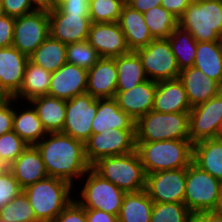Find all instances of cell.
Masks as SVG:
<instances>
[{
  "mask_svg": "<svg viewBox=\"0 0 222 222\" xmlns=\"http://www.w3.org/2000/svg\"><path fill=\"white\" fill-rule=\"evenodd\" d=\"M204 222H222V215L215 211H205L198 214Z\"/></svg>",
  "mask_w": 222,
  "mask_h": 222,
  "instance_id": "obj_51",
  "label": "cell"
},
{
  "mask_svg": "<svg viewBox=\"0 0 222 222\" xmlns=\"http://www.w3.org/2000/svg\"><path fill=\"white\" fill-rule=\"evenodd\" d=\"M117 88L116 92L133 89L148 80L140 57L135 51L116 57Z\"/></svg>",
  "mask_w": 222,
  "mask_h": 222,
  "instance_id": "obj_29",
  "label": "cell"
},
{
  "mask_svg": "<svg viewBox=\"0 0 222 222\" xmlns=\"http://www.w3.org/2000/svg\"><path fill=\"white\" fill-rule=\"evenodd\" d=\"M91 167L126 193L146 188L147 174L137 151L101 158Z\"/></svg>",
  "mask_w": 222,
  "mask_h": 222,
  "instance_id": "obj_4",
  "label": "cell"
},
{
  "mask_svg": "<svg viewBox=\"0 0 222 222\" xmlns=\"http://www.w3.org/2000/svg\"><path fill=\"white\" fill-rule=\"evenodd\" d=\"M117 80L116 57H101L88 70L86 92L96 99L114 98Z\"/></svg>",
  "mask_w": 222,
  "mask_h": 222,
  "instance_id": "obj_20",
  "label": "cell"
},
{
  "mask_svg": "<svg viewBox=\"0 0 222 222\" xmlns=\"http://www.w3.org/2000/svg\"><path fill=\"white\" fill-rule=\"evenodd\" d=\"M136 142L190 139L189 113L150 111L135 123Z\"/></svg>",
  "mask_w": 222,
  "mask_h": 222,
  "instance_id": "obj_5",
  "label": "cell"
},
{
  "mask_svg": "<svg viewBox=\"0 0 222 222\" xmlns=\"http://www.w3.org/2000/svg\"><path fill=\"white\" fill-rule=\"evenodd\" d=\"M126 3L140 13H145L151 8L161 5V0H126Z\"/></svg>",
  "mask_w": 222,
  "mask_h": 222,
  "instance_id": "obj_49",
  "label": "cell"
},
{
  "mask_svg": "<svg viewBox=\"0 0 222 222\" xmlns=\"http://www.w3.org/2000/svg\"><path fill=\"white\" fill-rule=\"evenodd\" d=\"M192 1L193 0H161V6L179 19Z\"/></svg>",
  "mask_w": 222,
  "mask_h": 222,
  "instance_id": "obj_47",
  "label": "cell"
},
{
  "mask_svg": "<svg viewBox=\"0 0 222 222\" xmlns=\"http://www.w3.org/2000/svg\"><path fill=\"white\" fill-rule=\"evenodd\" d=\"M87 80L88 70L65 63L52 72L48 95L66 101L71 100L86 92Z\"/></svg>",
  "mask_w": 222,
  "mask_h": 222,
  "instance_id": "obj_18",
  "label": "cell"
},
{
  "mask_svg": "<svg viewBox=\"0 0 222 222\" xmlns=\"http://www.w3.org/2000/svg\"><path fill=\"white\" fill-rule=\"evenodd\" d=\"M67 63L89 70L101 58L97 50L87 40L67 45Z\"/></svg>",
  "mask_w": 222,
  "mask_h": 222,
  "instance_id": "obj_38",
  "label": "cell"
},
{
  "mask_svg": "<svg viewBox=\"0 0 222 222\" xmlns=\"http://www.w3.org/2000/svg\"><path fill=\"white\" fill-rule=\"evenodd\" d=\"M214 211L216 213L222 215V181L220 182V185H219V191H218V195H217V203H216V207H215Z\"/></svg>",
  "mask_w": 222,
  "mask_h": 222,
  "instance_id": "obj_52",
  "label": "cell"
},
{
  "mask_svg": "<svg viewBox=\"0 0 222 222\" xmlns=\"http://www.w3.org/2000/svg\"><path fill=\"white\" fill-rule=\"evenodd\" d=\"M6 16L2 2L0 1V19Z\"/></svg>",
  "mask_w": 222,
  "mask_h": 222,
  "instance_id": "obj_55",
  "label": "cell"
},
{
  "mask_svg": "<svg viewBox=\"0 0 222 222\" xmlns=\"http://www.w3.org/2000/svg\"><path fill=\"white\" fill-rule=\"evenodd\" d=\"M136 151L135 129H114L92 133L85 142V155L92 166L104 157L129 154Z\"/></svg>",
  "mask_w": 222,
  "mask_h": 222,
  "instance_id": "obj_9",
  "label": "cell"
},
{
  "mask_svg": "<svg viewBox=\"0 0 222 222\" xmlns=\"http://www.w3.org/2000/svg\"><path fill=\"white\" fill-rule=\"evenodd\" d=\"M74 199H72L53 222H87L86 209Z\"/></svg>",
  "mask_w": 222,
  "mask_h": 222,
  "instance_id": "obj_43",
  "label": "cell"
},
{
  "mask_svg": "<svg viewBox=\"0 0 222 222\" xmlns=\"http://www.w3.org/2000/svg\"><path fill=\"white\" fill-rule=\"evenodd\" d=\"M5 14L19 17L34 12L31 0H2Z\"/></svg>",
  "mask_w": 222,
  "mask_h": 222,
  "instance_id": "obj_44",
  "label": "cell"
},
{
  "mask_svg": "<svg viewBox=\"0 0 222 222\" xmlns=\"http://www.w3.org/2000/svg\"><path fill=\"white\" fill-rule=\"evenodd\" d=\"M153 204L145 189L126 193L118 220L119 222H150Z\"/></svg>",
  "mask_w": 222,
  "mask_h": 222,
  "instance_id": "obj_31",
  "label": "cell"
},
{
  "mask_svg": "<svg viewBox=\"0 0 222 222\" xmlns=\"http://www.w3.org/2000/svg\"><path fill=\"white\" fill-rule=\"evenodd\" d=\"M66 50V44L49 35L29 56V61L52 73L67 63Z\"/></svg>",
  "mask_w": 222,
  "mask_h": 222,
  "instance_id": "obj_33",
  "label": "cell"
},
{
  "mask_svg": "<svg viewBox=\"0 0 222 222\" xmlns=\"http://www.w3.org/2000/svg\"><path fill=\"white\" fill-rule=\"evenodd\" d=\"M135 121L122 111L114 98L98 99V108L92 121V132L114 129H135Z\"/></svg>",
  "mask_w": 222,
  "mask_h": 222,
  "instance_id": "obj_25",
  "label": "cell"
},
{
  "mask_svg": "<svg viewBox=\"0 0 222 222\" xmlns=\"http://www.w3.org/2000/svg\"><path fill=\"white\" fill-rule=\"evenodd\" d=\"M49 136V137H48ZM45 164L49 177L75 185L91 168L85 155V143L62 132H50L34 145Z\"/></svg>",
  "mask_w": 222,
  "mask_h": 222,
  "instance_id": "obj_1",
  "label": "cell"
},
{
  "mask_svg": "<svg viewBox=\"0 0 222 222\" xmlns=\"http://www.w3.org/2000/svg\"><path fill=\"white\" fill-rule=\"evenodd\" d=\"M191 215L184 203L154 202L150 222H186Z\"/></svg>",
  "mask_w": 222,
  "mask_h": 222,
  "instance_id": "obj_39",
  "label": "cell"
},
{
  "mask_svg": "<svg viewBox=\"0 0 222 222\" xmlns=\"http://www.w3.org/2000/svg\"><path fill=\"white\" fill-rule=\"evenodd\" d=\"M27 107L26 110L20 108L19 112L16 111L17 107L16 109L14 107L13 131L28 145H36L47 135V132L33 106Z\"/></svg>",
  "mask_w": 222,
  "mask_h": 222,
  "instance_id": "obj_32",
  "label": "cell"
},
{
  "mask_svg": "<svg viewBox=\"0 0 222 222\" xmlns=\"http://www.w3.org/2000/svg\"><path fill=\"white\" fill-rule=\"evenodd\" d=\"M29 57L15 47L0 48V94L13 97L21 87Z\"/></svg>",
  "mask_w": 222,
  "mask_h": 222,
  "instance_id": "obj_17",
  "label": "cell"
},
{
  "mask_svg": "<svg viewBox=\"0 0 222 222\" xmlns=\"http://www.w3.org/2000/svg\"><path fill=\"white\" fill-rule=\"evenodd\" d=\"M194 2H203V1H222V0H193Z\"/></svg>",
  "mask_w": 222,
  "mask_h": 222,
  "instance_id": "obj_56",
  "label": "cell"
},
{
  "mask_svg": "<svg viewBox=\"0 0 222 222\" xmlns=\"http://www.w3.org/2000/svg\"><path fill=\"white\" fill-rule=\"evenodd\" d=\"M222 121V92L189 111V136L194 144L215 138Z\"/></svg>",
  "mask_w": 222,
  "mask_h": 222,
  "instance_id": "obj_14",
  "label": "cell"
},
{
  "mask_svg": "<svg viewBox=\"0 0 222 222\" xmlns=\"http://www.w3.org/2000/svg\"><path fill=\"white\" fill-rule=\"evenodd\" d=\"M47 133L62 132L66 116V100L49 95L30 100Z\"/></svg>",
  "mask_w": 222,
  "mask_h": 222,
  "instance_id": "obj_26",
  "label": "cell"
},
{
  "mask_svg": "<svg viewBox=\"0 0 222 222\" xmlns=\"http://www.w3.org/2000/svg\"><path fill=\"white\" fill-rule=\"evenodd\" d=\"M186 222H204L198 214H192Z\"/></svg>",
  "mask_w": 222,
  "mask_h": 222,
  "instance_id": "obj_53",
  "label": "cell"
},
{
  "mask_svg": "<svg viewBox=\"0 0 222 222\" xmlns=\"http://www.w3.org/2000/svg\"><path fill=\"white\" fill-rule=\"evenodd\" d=\"M98 108V99L87 92L67 100L62 133L86 142L92 135V121Z\"/></svg>",
  "mask_w": 222,
  "mask_h": 222,
  "instance_id": "obj_12",
  "label": "cell"
},
{
  "mask_svg": "<svg viewBox=\"0 0 222 222\" xmlns=\"http://www.w3.org/2000/svg\"><path fill=\"white\" fill-rule=\"evenodd\" d=\"M50 36L68 45L87 40L90 15L63 14L56 7L48 12Z\"/></svg>",
  "mask_w": 222,
  "mask_h": 222,
  "instance_id": "obj_16",
  "label": "cell"
},
{
  "mask_svg": "<svg viewBox=\"0 0 222 222\" xmlns=\"http://www.w3.org/2000/svg\"><path fill=\"white\" fill-rule=\"evenodd\" d=\"M16 102L17 100L13 97H3L0 99V136L13 131V106H16L14 105Z\"/></svg>",
  "mask_w": 222,
  "mask_h": 222,
  "instance_id": "obj_42",
  "label": "cell"
},
{
  "mask_svg": "<svg viewBox=\"0 0 222 222\" xmlns=\"http://www.w3.org/2000/svg\"><path fill=\"white\" fill-rule=\"evenodd\" d=\"M157 82L146 80L131 90L116 92L114 99L119 108L135 122L153 110Z\"/></svg>",
  "mask_w": 222,
  "mask_h": 222,
  "instance_id": "obj_19",
  "label": "cell"
},
{
  "mask_svg": "<svg viewBox=\"0 0 222 222\" xmlns=\"http://www.w3.org/2000/svg\"><path fill=\"white\" fill-rule=\"evenodd\" d=\"M136 151L146 174L188 167L192 163L190 139L136 142Z\"/></svg>",
  "mask_w": 222,
  "mask_h": 222,
  "instance_id": "obj_2",
  "label": "cell"
},
{
  "mask_svg": "<svg viewBox=\"0 0 222 222\" xmlns=\"http://www.w3.org/2000/svg\"><path fill=\"white\" fill-rule=\"evenodd\" d=\"M52 73L28 61L20 90L13 96L17 101L28 102L36 97L48 95ZM21 99V100H20Z\"/></svg>",
  "mask_w": 222,
  "mask_h": 222,
  "instance_id": "obj_28",
  "label": "cell"
},
{
  "mask_svg": "<svg viewBox=\"0 0 222 222\" xmlns=\"http://www.w3.org/2000/svg\"><path fill=\"white\" fill-rule=\"evenodd\" d=\"M220 182L193 162L187 167L184 204L192 214L214 211Z\"/></svg>",
  "mask_w": 222,
  "mask_h": 222,
  "instance_id": "obj_8",
  "label": "cell"
},
{
  "mask_svg": "<svg viewBox=\"0 0 222 222\" xmlns=\"http://www.w3.org/2000/svg\"><path fill=\"white\" fill-rule=\"evenodd\" d=\"M167 39L180 71L192 67L196 58L197 41L190 32L177 26Z\"/></svg>",
  "mask_w": 222,
  "mask_h": 222,
  "instance_id": "obj_34",
  "label": "cell"
},
{
  "mask_svg": "<svg viewBox=\"0 0 222 222\" xmlns=\"http://www.w3.org/2000/svg\"><path fill=\"white\" fill-rule=\"evenodd\" d=\"M87 41L100 57L115 58L131 52L118 22L92 23Z\"/></svg>",
  "mask_w": 222,
  "mask_h": 222,
  "instance_id": "obj_15",
  "label": "cell"
},
{
  "mask_svg": "<svg viewBox=\"0 0 222 222\" xmlns=\"http://www.w3.org/2000/svg\"><path fill=\"white\" fill-rule=\"evenodd\" d=\"M118 23L130 51L146 47L153 40L143 13L133 9L127 3L123 5Z\"/></svg>",
  "mask_w": 222,
  "mask_h": 222,
  "instance_id": "obj_24",
  "label": "cell"
},
{
  "mask_svg": "<svg viewBox=\"0 0 222 222\" xmlns=\"http://www.w3.org/2000/svg\"><path fill=\"white\" fill-rule=\"evenodd\" d=\"M185 168L147 174L146 188L155 203H184L186 186Z\"/></svg>",
  "mask_w": 222,
  "mask_h": 222,
  "instance_id": "obj_13",
  "label": "cell"
},
{
  "mask_svg": "<svg viewBox=\"0 0 222 222\" xmlns=\"http://www.w3.org/2000/svg\"><path fill=\"white\" fill-rule=\"evenodd\" d=\"M193 66L222 86V46L220 41L197 42Z\"/></svg>",
  "mask_w": 222,
  "mask_h": 222,
  "instance_id": "obj_30",
  "label": "cell"
},
{
  "mask_svg": "<svg viewBox=\"0 0 222 222\" xmlns=\"http://www.w3.org/2000/svg\"><path fill=\"white\" fill-rule=\"evenodd\" d=\"M74 186L68 182L47 177L23 189L36 219L39 222H53L62 210L72 201Z\"/></svg>",
  "mask_w": 222,
  "mask_h": 222,
  "instance_id": "obj_3",
  "label": "cell"
},
{
  "mask_svg": "<svg viewBox=\"0 0 222 222\" xmlns=\"http://www.w3.org/2000/svg\"><path fill=\"white\" fill-rule=\"evenodd\" d=\"M135 52L149 80L159 82L179 77L180 69L167 38L153 39L146 47Z\"/></svg>",
  "mask_w": 222,
  "mask_h": 222,
  "instance_id": "obj_10",
  "label": "cell"
},
{
  "mask_svg": "<svg viewBox=\"0 0 222 222\" xmlns=\"http://www.w3.org/2000/svg\"><path fill=\"white\" fill-rule=\"evenodd\" d=\"M215 138L219 141H222V121H221L220 128H219L218 133Z\"/></svg>",
  "mask_w": 222,
  "mask_h": 222,
  "instance_id": "obj_54",
  "label": "cell"
},
{
  "mask_svg": "<svg viewBox=\"0 0 222 222\" xmlns=\"http://www.w3.org/2000/svg\"><path fill=\"white\" fill-rule=\"evenodd\" d=\"M126 0H89L92 23L118 22Z\"/></svg>",
  "mask_w": 222,
  "mask_h": 222,
  "instance_id": "obj_37",
  "label": "cell"
},
{
  "mask_svg": "<svg viewBox=\"0 0 222 222\" xmlns=\"http://www.w3.org/2000/svg\"><path fill=\"white\" fill-rule=\"evenodd\" d=\"M5 167L0 163V170L4 169Z\"/></svg>",
  "mask_w": 222,
  "mask_h": 222,
  "instance_id": "obj_57",
  "label": "cell"
},
{
  "mask_svg": "<svg viewBox=\"0 0 222 222\" xmlns=\"http://www.w3.org/2000/svg\"><path fill=\"white\" fill-rule=\"evenodd\" d=\"M22 191L23 189L8 168L0 170V209Z\"/></svg>",
  "mask_w": 222,
  "mask_h": 222,
  "instance_id": "obj_41",
  "label": "cell"
},
{
  "mask_svg": "<svg viewBox=\"0 0 222 222\" xmlns=\"http://www.w3.org/2000/svg\"><path fill=\"white\" fill-rule=\"evenodd\" d=\"M178 79L183 84L191 108L222 92V86L218 82L210 79L194 66L182 69Z\"/></svg>",
  "mask_w": 222,
  "mask_h": 222,
  "instance_id": "obj_21",
  "label": "cell"
},
{
  "mask_svg": "<svg viewBox=\"0 0 222 222\" xmlns=\"http://www.w3.org/2000/svg\"><path fill=\"white\" fill-rule=\"evenodd\" d=\"M17 133L10 131L0 136V163L9 167L17 157L27 148Z\"/></svg>",
  "mask_w": 222,
  "mask_h": 222,
  "instance_id": "obj_40",
  "label": "cell"
},
{
  "mask_svg": "<svg viewBox=\"0 0 222 222\" xmlns=\"http://www.w3.org/2000/svg\"><path fill=\"white\" fill-rule=\"evenodd\" d=\"M0 218L6 222H39L23 191L0 209Z\"/></svg>",
  "mask_w": 222,
  "mask_h": 222,
  "instance_id": "obj_36",
  "label": "cell"
},
{
  "mask_svg": "<svg viewBox=\"0 0 222 222\" xmlns=\"http://www.w3.org/2000/svg\"><path fill=\"white\" fill-rule=\"evenodd\" d=\"M190 110L187 93L178 78L157 82L153 111L160 113H189Z\"/></svg>",
  "mask_w": 222,
  "mask_h": 222,
  "instance_id": "obj_23",
  "label": "cell"
},
{
  "mask_svg": "<svg viewBox=\"0 0 222 222\" xmlns=\"http://www.w3.org/2000/svg\"><path fill=\"white\" fill-rule=\"evenodd\" d=\"M7 168L11 171L22 189L49 177L40 153L34 145H28Z\"/></svg>",
  "mask_w": 222,
  "mask_h": 222,
  "instance_id": "obj_22",
  "label": "cell"
},
{
  "mask_svg": "<svg viewBox=\"0 0 222 222\" xmlns=\"http://www.w3.org/2000/svg\"><path fill=\"white\" fill-rule=\"evenodd\" d=\"M49 35L48 12L35 10L15 18L12 46L29 57Z\"/></svg>",
  "mask_w": 222,
  "mask_h": 222,
  "instance_id": "obj_11",
  "label": "cell"
},
{
  "mask_svg": "<svg viewBox=\"0 0 222 222\" xmlns=\"http://www.w3.org/2000/svg\"><path fill=\"white\" fill-rule=\"evenodd\" d=\"M86 176V182L80 191L81 198H77L76 201L85 209L101 210L119 216L126 192L103 178L92 167L83 177Z\"/></svg>",
  "mask_w": 222,
  "mask_h": 222,
  "instance_id": "obj_7",
  "label": "cell"
},
{
  "mask_svg": "<svg viewBox=\"0 0 222 222\" xmlns=\"http://www.w3.org/2000/svg\"><path fill=\"white\" fill-rule=\"evenodd\" d=\"M192 162L222 181V141L211 138L194 143Z\"/></svg>",
  "mask_w": 222,
  "mask_h": 222,
  "instance_id": "obj_27",
  "label": "cell"
},
{
  "mask_svg": "<svg viewBox=\"0 0 222 222\" xmlns=\"http://www.w3.org/2000/svg\"><path fill=\"white\" fill-rule=\"evenodd\" d=\"M15 17L4 16L0 19V48H7L13 45Z\"/></svg>",
  "mask_w": 222,
  "mask_h": 222,
  "instance_id": "obj_46",
  "label": "cell"
},
{
  "mask_svg": "<svg viewBox=\"0 0 222 222\" xmlns=\"http://www.w3.org/2000/svg\"><path fill=\"white\" fill-rule=\"evenodd\" d=\"M178 26L189 31L197 42L220 41L222 1H192L178 19Z\"/></svg>",
  "mask_w": 222,
  "mask_h": 222,
  "instance_id": "obj_6",
  "label": "cell"
},
{
  "mask_svg": "<svg viewBox=\"0 0 222 222\" xmlns=\"http://www.w3.org/2000/svg\"><path fill=\"white\" fill-rule=\"evenodd\" d=\"M86 218L87 222H119L118 216L96 209H86Z\"/></svg>",
  "mask_w": 222,
  "mask_h": 222,
  "instance_id": "obj_48",
  "label": "cell"
},
{
  "mask_svg": "<svg viewBox=\"0 0 222 222\" xmlns=\"http://www.w3.org/2000/svg\"><path fill=\"white\" fill-rule=\"evenodd\" d=\"M31 3L36 11L50 12L56 7V0H31Z\"/></svg>",
  "mask_w": 222,
  "mask_h": 222,
  "instance_id": "obj_50",
  "label": "cell"
},
{
  "mask_svg": "<svg viewBox=\"0 0 222 222\" xmlns=\"http://www.w3.org/2000/svg\"><path fill=\"white\" fill-rule=\"evenodd\" d=\"M143 17L153 39L168 38L178 26V18L161 5L143 13Z\"/></svg>",
  "mask_w": 222,
  "mask_h": 222,
  "instance_id": "obj_35",
  "label": "cell"
},
{
  "mask_svg": "<svg viewBox=\"0 0 222 222\" xmlns=\"http://www.w3.org/2000/svg\"><path fill=\"white\" fill-rule=\"evenodd\" d=\"M220 43H221V46H222V36L220 37Z\"/></svg>",
  "mask_w": 222,
  "mask_h": 222,
  "instance_id": "obj_58",
  "label": "cell"
},
{
  "mask_svg": "<svg viewBox=\"0 0 222 222\" xmlns=\"http://www.w3.org/2000/svg\"><path fill=\"white\" fill-rule=\"evenodd\" d=\"M56 8L63 14L90 15L89 0H63L56 2Z\"/></svg>",
  "mask_w": 222,
  "mask_h": 222,
  "instance_id": "obj_45",
  "label": "cell"
}]
</instances>
